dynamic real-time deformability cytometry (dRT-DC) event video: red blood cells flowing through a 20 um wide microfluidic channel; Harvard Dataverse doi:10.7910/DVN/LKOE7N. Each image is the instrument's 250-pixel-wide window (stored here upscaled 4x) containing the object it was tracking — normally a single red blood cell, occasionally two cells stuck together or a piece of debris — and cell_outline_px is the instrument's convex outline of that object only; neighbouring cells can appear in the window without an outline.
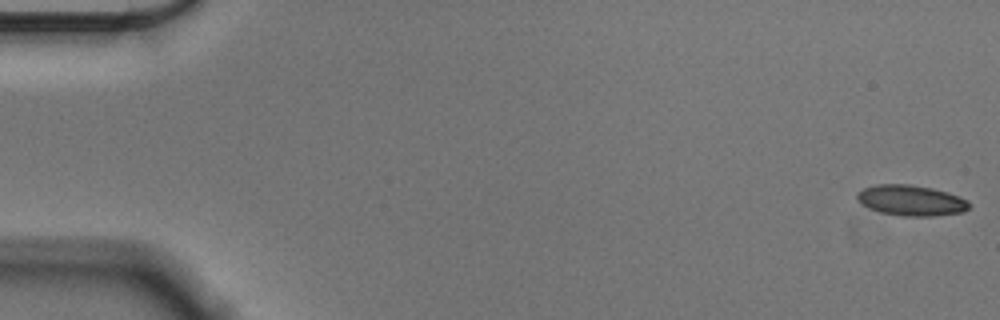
{"species": "Egyptian fruit bat (a non-hibernating species)", "species_latin": "Rousettus aegyptiacus", "temperature_condition": "cold", "stored_images_in_passage": 56, "camera_frame_rate_fps": 3000, "um_per_image_px": 0.085, "animal": {"sex": "male"}, "frame": {"image": 1, "passage_image": 1, "time_ms": 0.0, "image_size_px": [1000, 320], "cell_outline_px": [[968, 208], [964, 212], [932, 216], [900, 216], [880, 212], [868, 208], [860, 204], [856, 200], [856, 192], [864, 188], [876, 184], [908, 184], [932, 188], [948, 192], [968, 200]], "centroid_in_image_um": [77.39, 17.03], "position_along_channel_um": 7.6, "area_um2": 20.17}}
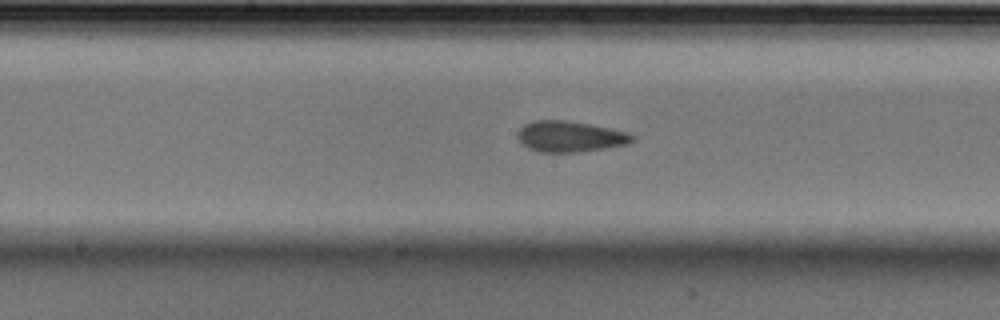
{"frame": {"image": 2, "passage_image": 29, "time_ms": 9.333, "image_size_px": [1000, 320], "cell_outline_px": [[632, 140], [628, 144], [580, 152], [540, 152], [528, 148], [520, 144], [520, 128], [524, 124], [532, 120], [568, 120], [612, 128], [628, 132], [632, 136]], "centroid_in_image_um": [48.44, 11.6], "position_along_channel_um": 199.8, "area_um2": 20.58}}
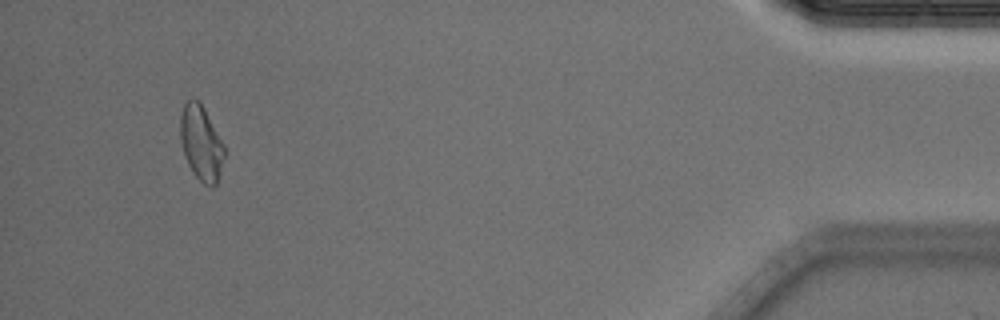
{"frame": {"image": 3, "passage_image": 53, "time_ms": 17.333, "image_size_px": [1000, 320], "cell_outline_px": [[224, 156], [216, 184], [212, 188], [204, 184], [192, 172], [184, 156], [180, 140], [180, 116], [184, 104], [192, 96], [200, 100], [224, 144]], "centroid_in_image_um": [17.08, 12.11], "position_along_channel_um": 418.1, "area_um2": 19.36}, "authors_computed_cell_mechanics": {"area_um2": 20.0566, "velocity_mm_per_s": 3.5891, "shape_relaxation_time_tau1_ms": null, "shape_relaxation_time_tau2_ms": 1.5871, "deformation_change_tau1": null, "deformation_change_tau2": 0.0697}}